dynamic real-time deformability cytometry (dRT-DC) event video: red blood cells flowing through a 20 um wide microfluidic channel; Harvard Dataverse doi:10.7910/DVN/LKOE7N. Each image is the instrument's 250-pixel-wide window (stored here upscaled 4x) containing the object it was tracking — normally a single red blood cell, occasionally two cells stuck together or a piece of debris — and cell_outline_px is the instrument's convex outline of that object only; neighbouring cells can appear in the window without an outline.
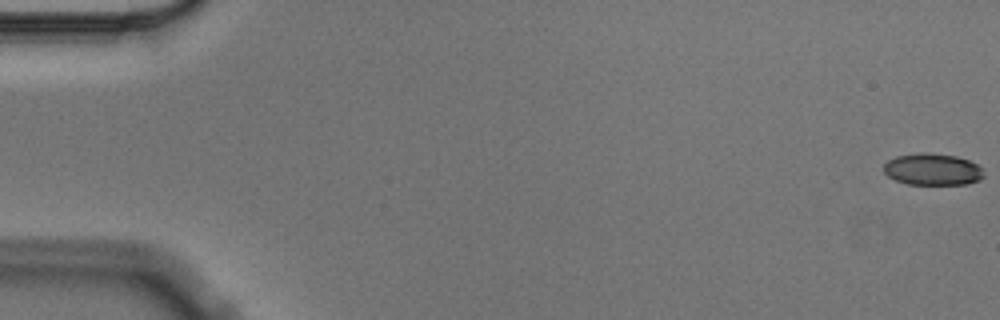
{"species": "Egyptian fruit bat (a non-hibernating species)", "species_latin": "Rousettus aegyptiacus", "temperature_condition": "cold", "stored_images_in_passage": 4, "segment_of_instrument_passage": [2, 2], "camera_frame_rate_fps": 3000, "um_per_image_px": 0.085, "animal": {"sex": "male"}, "frame": {"image": 1, "passage_image": 4, "time_ms": 1.0, "image_size_px": [1000, 320], "cell_outline_px": [[984, 176], [980, 180], [968, 184], [908, 184], [896, 180], [888, 176], [884, 172], [884, 164], [888, 160], [896, 156], [920, 152], [928, 152], [956, 156], [968, 160], [976, 164], [980, 168]], "centroid_in_image_um": [79.25, 14.39], "position_along_channel_um": 5.7, "area_um2": 18.5}}